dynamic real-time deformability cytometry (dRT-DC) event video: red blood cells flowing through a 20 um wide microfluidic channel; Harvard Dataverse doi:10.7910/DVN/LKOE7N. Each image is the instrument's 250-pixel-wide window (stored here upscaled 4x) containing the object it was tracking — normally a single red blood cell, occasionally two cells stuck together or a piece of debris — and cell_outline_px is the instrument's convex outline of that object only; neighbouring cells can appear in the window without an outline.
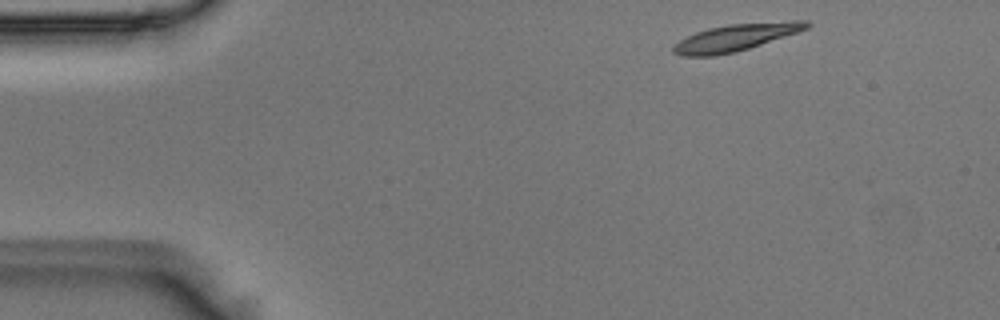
{"species": "Egyptian fruit bat (a non-hibernating species)", "species_latin": "Rousettus aegyptiacus", "temperature_condition": "room temperature", "stored_images_in_passage": 47, "camera_frame_rate_fps": 3000, "um_per_image_px": 0.085, "animal": {"sex": "male"}, "frame": {"image": 1, "passage_image": 2, "time_ms": 0.333, "image_size_px": [1000, 320], "cell_outline_px": [[812, 24], [808, 28], [736, 52], [716, 56], [684, 56], [672, 52], [672, 48], [680, 40], [696, 32], [708, 28], [728, 24], [792, 20], [808, 20]], "centroid_in_image_um": [62.54, 3.17], "position_along_channel_um": 22.5, "area_um2": 20.81}}
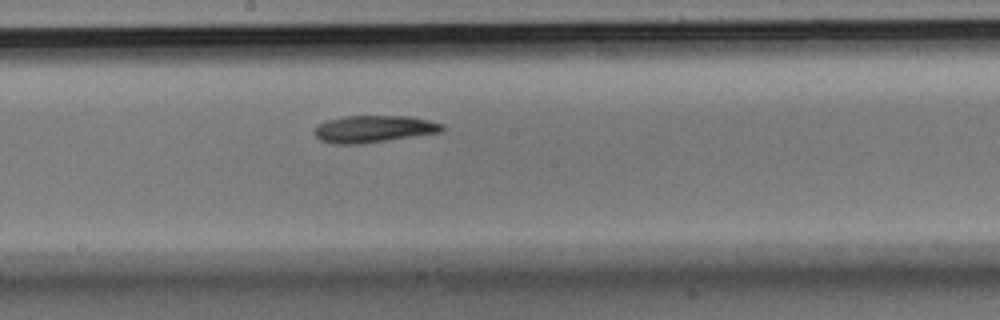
{"frame": {"image": 2, "passage_image": 23, "time_ms": 7.333, "image_size_px": [1000, 320], "cell_outline_px": [[444, 128], [440, 132], [360, 144], [336, 144], [320, 140], [316, 136], [316, 128], [320, 124], [328, 120], [344, 116], [408, 116], [428, 120], [444, 124]], "centroid_in_image_um": [31.78, 10.96], "position_along_channel_um": 216.4, "area_um2": 19.77}}
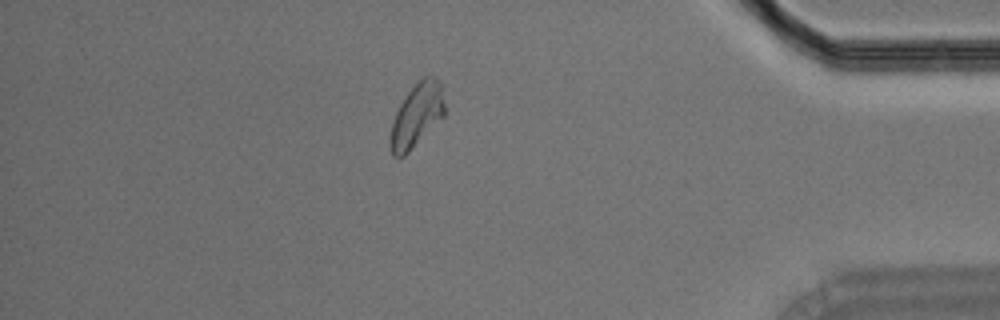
{"frame": {"image": 3, "passage_image": 40, "time_ms": 13.0, "image_size_px": [1000, 320], "cell_outline_px": [[444, 116], [404, 156], [392, 156], [388, 144], [388, 140], [392, 124], [396, 112], [400, 104], [408, 92], [424, 76], [436, 76], [440, 84], [444, 104]], "centroid_in_image_um": [35.39, 9.83], "position_along_channel_um": 399.8, "area_um2": 19.83}}